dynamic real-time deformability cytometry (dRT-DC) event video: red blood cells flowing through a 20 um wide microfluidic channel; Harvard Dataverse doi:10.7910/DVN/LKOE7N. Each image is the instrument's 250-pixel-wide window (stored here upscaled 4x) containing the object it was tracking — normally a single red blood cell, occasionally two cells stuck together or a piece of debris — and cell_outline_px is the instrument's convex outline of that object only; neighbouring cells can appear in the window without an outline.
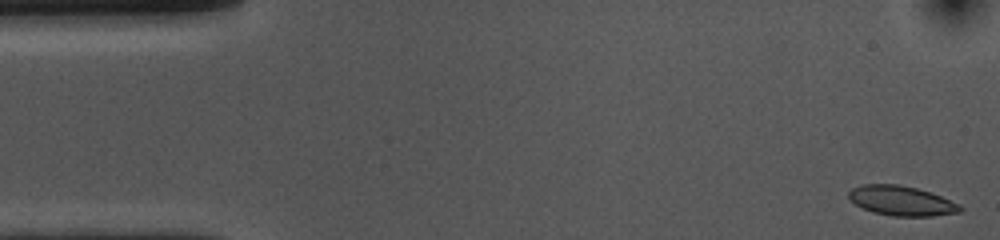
{"species": "common noctule bat (a hibernating species)", "species_latin": "Nyctalus noctula", "temperature_condition": "cold", "stored_images_in_passage": 53, "camera_frame_rate_fps": 3000, "um_per_image_px": 0.085, "animal": {"sex": "female", "body_mass_g": 10.0, "forearm_length_mm": 53.1}, "frame": {"image": 1, "passage_image": 1, "time_ms": 0.0, "image_size_px": [1000, 240], "cell_outline_px": [[964, 208], [960, 212], [932, 216], [892, 216], [872, 212], [856, 204], [848, 196], [848, 192], [852, 188], [864, 184], [900, 184], [932, 192], [960, 204]], "centroid_in_image_um": [76.66, 17.06], "position_along_channel_um": 8.3, "area_um2": 19.36}}
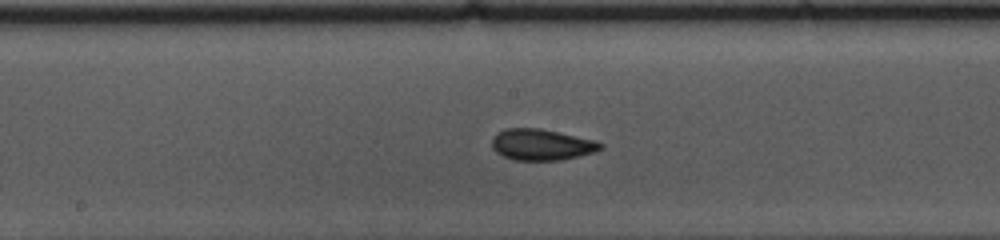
{"frame": {"image": 2, "passage_image": 26, "time_ms": 8.333, "image_size_px": [1000, 240], "cell_outline_px": [[604, 148], [596, 152], [560, 160], [512, 160], [496, 152], [492, 148], [492, 136], [496, 132], [504, 128], [540, 128], [596, 140], [604, 144]], "centroid_in_image_um": [46.03, 12.29], "position_along_channel_um": 202.2, "area_um2": 20.0}}
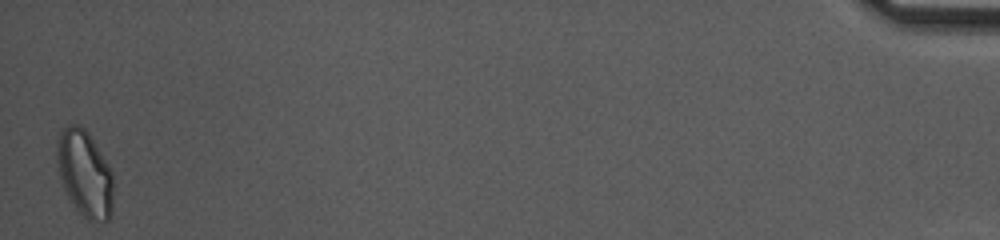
{"frame": {"image": 3, "passage_image": 53, "time_ms": 17.333, "image_size_px": [1000, 240], "cell_outline_px": [[112, 212], [108, 220], [88, 220], [76, 208], [68, 196], [64, 188], [60, 176], [56, 160], [56, 144], [60, 132], [68, 124], [80, 124], [88, 132], [108, 164], [112, 172]], "centroid_in_image_um": [7.19, 14.71], "position_along_channel_um": 428.0, "area_um2": 28.15}, "authors_computed_cell_mechanics": {"area_um2": 19.5364, "velocity_mm_per_s": 3.6188, "shape_relaxation_time_tau1_ms": 2.8897, "shape_relaxation_time_tau2_ms": 1.3585, "deformation_change_tau1": 0.1242, "deformation_change_tau2": 0.0715}}